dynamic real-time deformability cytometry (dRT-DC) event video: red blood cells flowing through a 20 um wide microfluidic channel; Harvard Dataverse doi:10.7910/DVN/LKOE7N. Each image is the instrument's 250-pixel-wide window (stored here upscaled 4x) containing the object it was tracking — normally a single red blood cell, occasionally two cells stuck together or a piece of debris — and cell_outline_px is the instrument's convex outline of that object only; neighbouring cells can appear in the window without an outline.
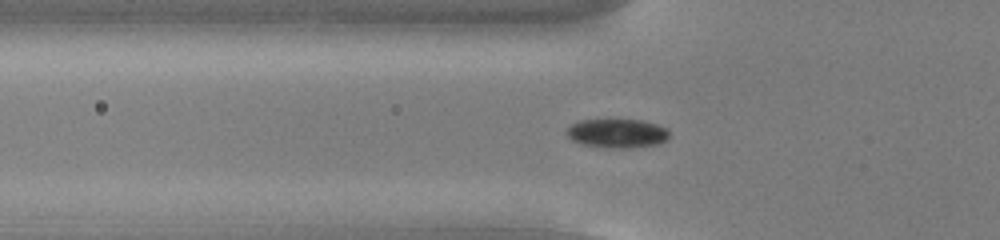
{"species": "common noctule bat (a hibernating species)", "species_latin": "Nyctalus noctula", "temperature_condition": "cold", "stored_images_in_passage": 56, "camera_frame_rate_fps": 3000, "um_per_image_px": 0.085, "animal": {"sex": "male", "body_mass_g": 13.0, "forearm_length_mm": 53.1}, "frame": {"image": 1, "passage_image": 20, "time_ms": 6.333, "image_size_px": [1000, 240], "cell_outline_px": [[668, 140], [656, 144], [620, 148], [612, 148], [584, 144], [572, 140], [568, 136], [568, 128], [572, 124], [580, 120], [644, 120], [668, 128]], "centroid_in_image_um": [52.49, 11.32], "position_along_channel_um": 73.3, "area_um2": 16.99}}
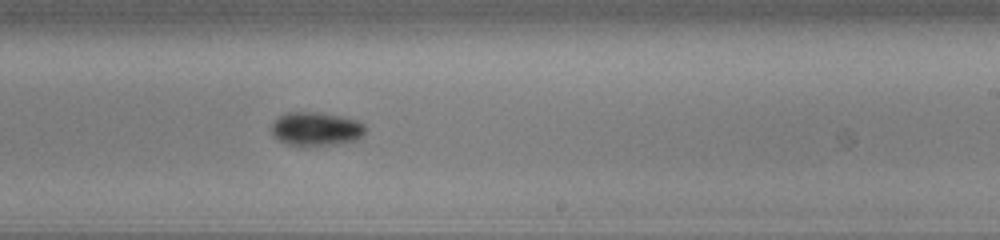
{"frame": {"image": 2, "passage_image": 35, "time_ms": 11.333, "image_size_px": [1000, 240], "cell_outline_px": [[368, 128], [360, 140], [336, 144], [300, 148], [288, 144], [272, 136], [272, 124], [280, 116], [288, 112], [316, 112], [340, 116], [356, 120], [364, 124]], "centroid_in_image_um": [26.9, 11.0], "position_along_channel_um": 262.1, "area_um2": 18.9}}
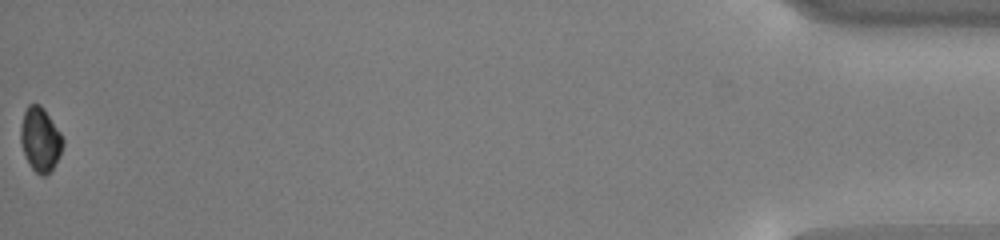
{"frame": {"image": 3, "passage_image": 56, "time_ms": 18.333, "image_size_px": [1000, 240], "cell_outline_px": [[64, 144], [60, 156], [52, 172], [44, 176], [40, 176], [28, 164], [20, 144], [20, 128], [24, 112], [28, 104], [40, 104], [44, 108], [60, 132], [64, 140]], "centroid_in_image_um": [3.43, 11.88], "position_along_channel_um": 431.8, "area_um2": 16.13}, "authors_computed_cell_mechanics": {"area_um2": 16.6753, "velocity_mm_per_s": 3.7837, "shape_relaxation_time_tau1_ms": 2.2312, "shape_relaxation_time_tau2_ms": null, "deformation_change_tau1": 0.0625, "deformation_change_tau2": null}}